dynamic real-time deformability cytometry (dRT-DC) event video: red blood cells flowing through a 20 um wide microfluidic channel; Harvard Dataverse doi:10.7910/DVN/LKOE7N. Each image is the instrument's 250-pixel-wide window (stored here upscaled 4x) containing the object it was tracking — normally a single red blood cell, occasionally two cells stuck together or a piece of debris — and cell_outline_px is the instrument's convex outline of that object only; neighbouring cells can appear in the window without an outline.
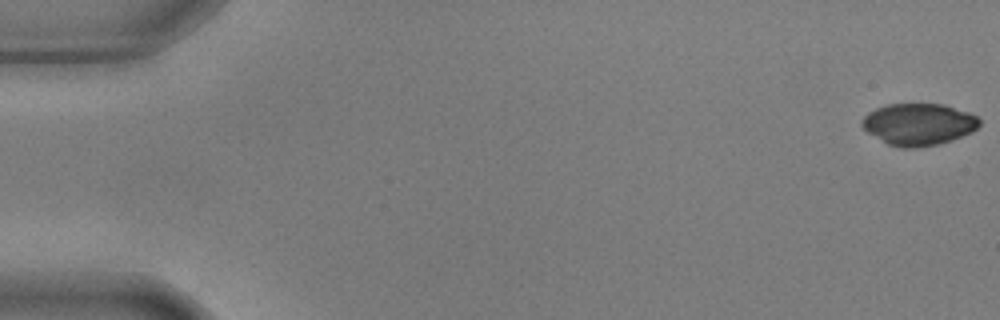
{"species": "common noctule bat (a hibernating species)", "species_latin": "Nyctalus noctula", "temperature_condition": "warm", "stored_images_in_passage": 51, "camera_frame_rate_fps": 3000, "um_per_image_px": 0.085, "animal": {"sex": "male", "body_mass_g": 17.9, "forearm_length_mm": 54.2}, "frame": {"image": 1, "passage_image": 1, "time_ms": 0.0, "image_size_px": [1000, 320], "cell_outline_px": [[980, 124], [972, 132], [936, 144], [916, 148], [904, 148], [888, 144], [868, 132], [860, 124], [860, 120], [868, 112], [876, 108], [888, 104], [944, 104], [968, 112], [976, 116], [980, 120]], "centroid_in_image_um": [78.05, 10.55], "position_along_channel_um": 6.9, "area_um2": 28.38}}
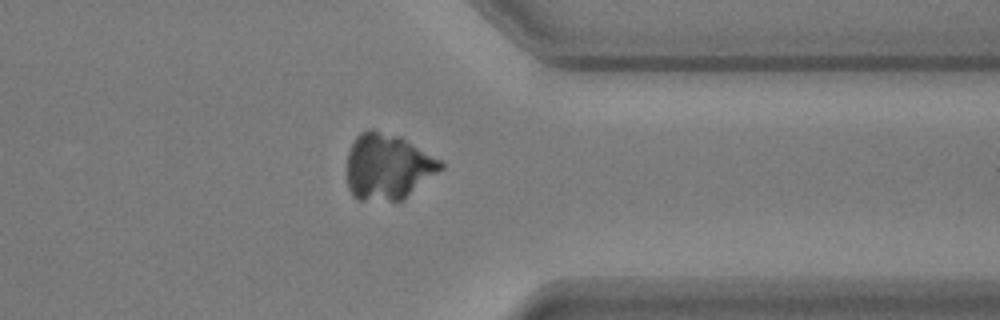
{"frame": {"image": 2, "passage_image": 44, "time_ms": 14.333, "image_size_px": [1000, 320], "cell_outline_px": [[444, 168], [404, 200], [356, 200], [352, 196], [348, 188], [348, 152], [356, 136], [360, 132], [368, 128], [372, 128], [400, 136], [440, 160], [444, 164]], "centroid_in_image_um": [32.96, 14.17], "position_along_channel_um": 378.4, "area_um2": 36.24}}